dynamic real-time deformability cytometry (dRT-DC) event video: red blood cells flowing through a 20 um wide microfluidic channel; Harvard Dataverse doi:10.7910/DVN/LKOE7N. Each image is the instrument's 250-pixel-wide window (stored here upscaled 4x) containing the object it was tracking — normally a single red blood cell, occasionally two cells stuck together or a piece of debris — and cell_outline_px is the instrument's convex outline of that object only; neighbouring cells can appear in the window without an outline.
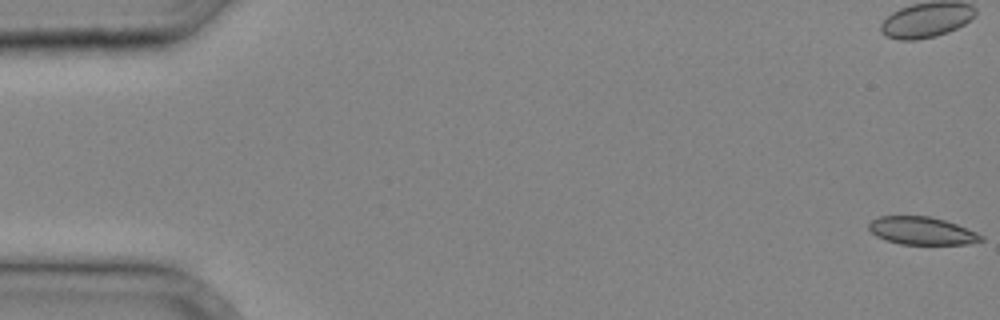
{"species": "common noctule bat (a hibernating species)", "species_latin": "Nyctalus noctula", "temperature_condition": "cold", "stored_images_in_passage": 37, "camera_frame_rate_fps": 3000, "um_per_image_px": 0.085, "animal": {"sex": "male", "body_mass_g": 20.4}, "frame": {"image": 1, "passage_image": 1, "time_ms": 0.0, "image_size_px": [1000, 320], "cell_outline_px": [[984, 240], [968, 244], [900, 244], [884, 240], [876, 236], [868, 228], [868, 224], [872, 220], [880, 216], [928, 216], [944, 220], [956, 224], [976, 232], [984, 236]], "centroid_in_image_um": [78.35, 19.62], "position_along_channel_um": 6.7, "area_um2": 18.15}}